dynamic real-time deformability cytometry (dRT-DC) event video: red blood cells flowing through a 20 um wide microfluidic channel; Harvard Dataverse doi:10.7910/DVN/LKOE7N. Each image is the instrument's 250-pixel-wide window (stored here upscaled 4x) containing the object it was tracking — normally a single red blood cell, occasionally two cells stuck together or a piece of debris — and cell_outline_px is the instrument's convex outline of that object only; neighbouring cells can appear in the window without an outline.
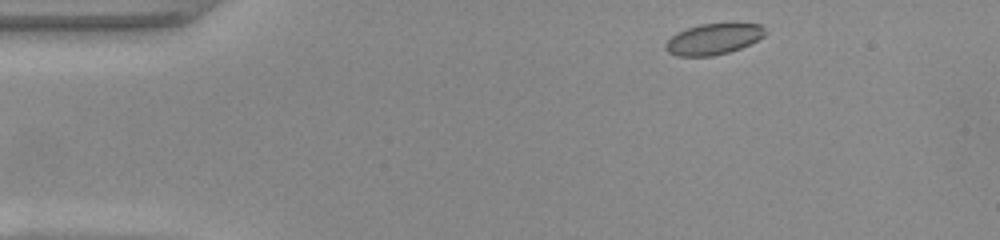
{"species": "common noctule bat (a hibernating species)", "species_latin": "Nyctalus noctula", "temperature_condition": "warm", "stored_images_in_passage": 43, "camera_frame_rate_fps": 3000, "um_per_image_px": 0.085, "animal": {"sex": "female", "body_mass_g": 22.0, "forearm_length_mm": 56.7}, "frame": {"image": 1, "passage_image": 1, "time_ms": 0.0, "image_size_px": [1000, 240], "cell_outline_px": [[768, 32], [764, 36], [740, 48], [728, 52], [712, 56], [676, 56], [668, 52], [664, 48], [664, 44], [676, 32], [700, 24], [760, 24]], "centroid_in_image_um": [60.61, 3.33], "position_along_channel_um": 24.4, "area_um2": 17.8}}
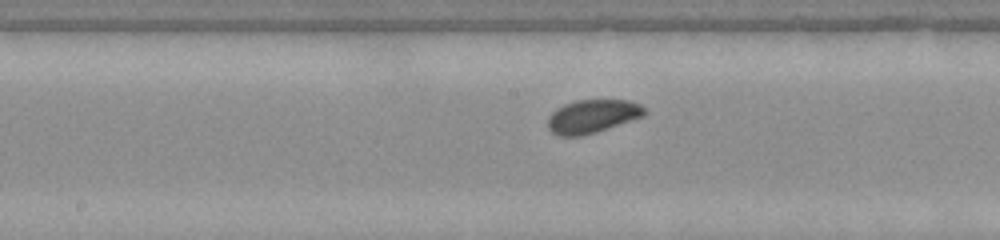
{"frame": {"image": 2, "passage_image": 19, "time_ms": 6.0, "image_size_px": [1000, 240], "cell_outline_px": [[644, 116], [596, 132], [580, 136], [560, 136], [552, 132], [548, 128], [548, 116], [556, 108], [564, 104], [576, 100], [628, 100], [640, 104], [644, 108]], "centroid_in_image_um": [50.32, 9.88], "position_along_channel_um": 197.9, "area_um2": 18.73}}
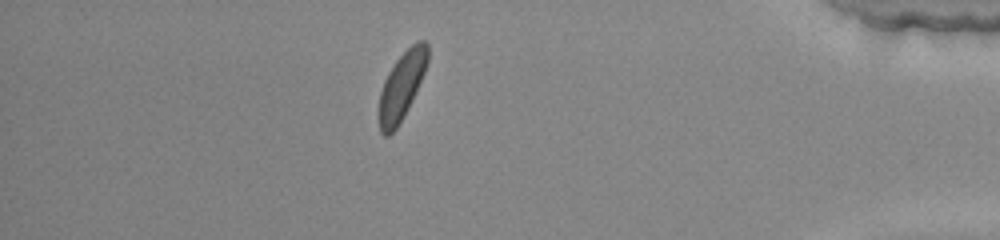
{"frame": {"image": 3, "passage_image": 37, "time_ms": 12.0, "image_size_px": [1000, 240], "cell_outline_px": [[428, 60], [424, 72], [408, 108], [404, 116], [396, 128], [388, 136], [384, 136], [380, 132], [380, 92], [384, 80], [388, 72], [396, 60], [416, 40], [424, 40], [428, 44]], "centroid_in_image_um": [34.15, 7.28], "position_along_channel_um": 401.0, "area_um2": 18.79}, "authors_computed_cell_mechanics": {"area_um2": 18.785, "velocity_mm_per_s": 4.0926, "shape_relaxation_time_tau1_ms": 1.0377, "shape_relaxation_time_tau2_ms": null, "deformation_change_tau1": 0.0526, "deformation_change_tau2": null}}